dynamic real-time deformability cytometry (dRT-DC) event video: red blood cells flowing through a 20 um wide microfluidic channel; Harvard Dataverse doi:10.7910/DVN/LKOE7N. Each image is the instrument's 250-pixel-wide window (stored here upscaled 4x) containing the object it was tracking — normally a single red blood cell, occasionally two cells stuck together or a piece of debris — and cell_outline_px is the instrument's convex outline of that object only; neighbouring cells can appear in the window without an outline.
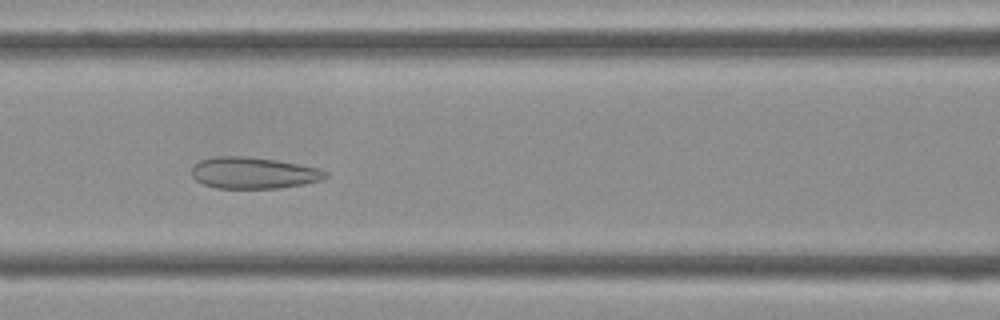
{"species": "Egyptian fruit bat (a non-hibernating species)", "species_latin": "Rousettus aegyptiacus", "temperature_condition": "cold", "stored_images_in_passage": 44, "camera_frame_rate_fps": 3000, "um_per_image_px": 0.085, "frame": {"image": 1, "passage_image": 18, "time_ms": 5.667, "image_size_px": [1000, 320], "cell_outline_px": [[328, 176], [324, 180], [304, 184], [280, 188], [216, 188], [204, 184], [196, 180], [192, 176], [192, 168], [200, 160], [216, 156], [244, 156], [276, 160], [300, 164], [320, 168], [328, 172]], "centroid_in_image_um": [21.6, 14.7], "position_along_channel_um": 145.0, "area_um2": 24.68}}
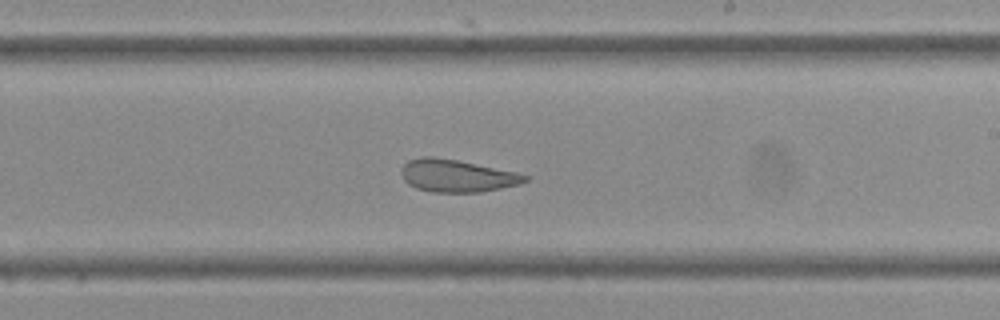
{"frame": {"image": 2, "passage_image": 25, "time_ms": 8.0, "image_size_px": [1000, 320], "cell_outline_px": [[528, 180], [520, 184], [480, 192], [432, 192], [416, 188], [408, 184], [404, 180], [400, 172], [400, 168], [408, 160], [420, 156], [436, 156], [516, 172], [528, 176]], "centroid_in_image_um": [38.78, 14.93], "position_along_channel_um": 250.2, "area_um2": 23.41}}
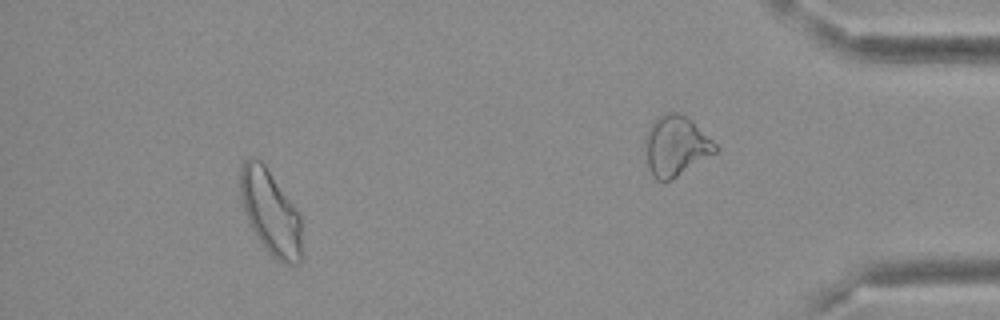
{"frame": {"image": 3, "passage_image": 40, "time_ms": 13.0, "image_size_px": [1000, 320], "cell_outline_px": [[300, 264], [284, 264], [276, 260], [268, 252], [256, 236], [240, 204], [240, 164], [248, 156], [256, 156], [264, 164], [292, 204], [300, 216]], "centroid_in_image_um": [22.93, 18.01], "position_along_channel_um": 412.3, "area_um2": 30.17}}